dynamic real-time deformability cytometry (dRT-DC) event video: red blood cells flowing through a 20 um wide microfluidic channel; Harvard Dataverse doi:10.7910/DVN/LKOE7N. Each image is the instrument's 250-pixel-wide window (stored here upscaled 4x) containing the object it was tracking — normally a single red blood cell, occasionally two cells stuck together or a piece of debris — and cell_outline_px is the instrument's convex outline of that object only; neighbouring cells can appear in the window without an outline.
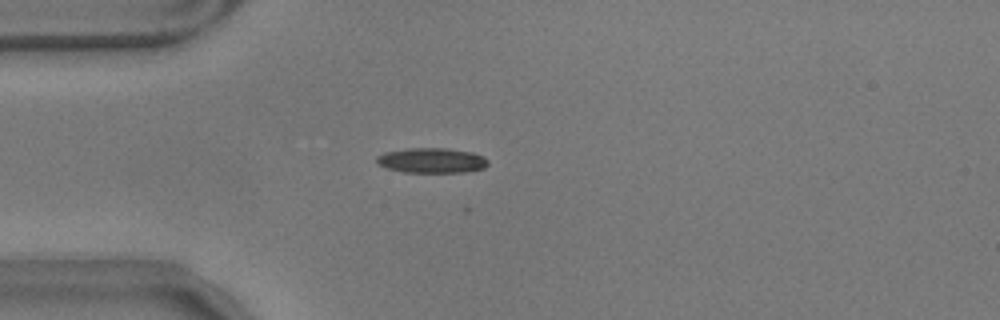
{"species": "common noctule bat (a hibernating species)", "species_latin": "Nyctalus noctula", "temperature_condition": "warm", "stored_images_in_passage": 29, "camera_frame_rate_fps": 3000, "um_per_image_px": 0.085, "animal": {"sex": "male", "body_mass_g": 17.9}, "frame": {"image": 1, "passage_image": 1, "time_ms": 0.0, "image_size_px": [1000, 320], "cell_outline_px": [[488, 164], [484, 168], [464, 172], [404, 172], [384, 168], [376, 164], [376, 156], [384, 152], [408, 148], [448, 148], [472, 152], [484, 156], [488, 160]], "centroid_in_image_um": [36.66, 13.63], "position_along_channel_um": 48.3, "area_um2": 16.47}}
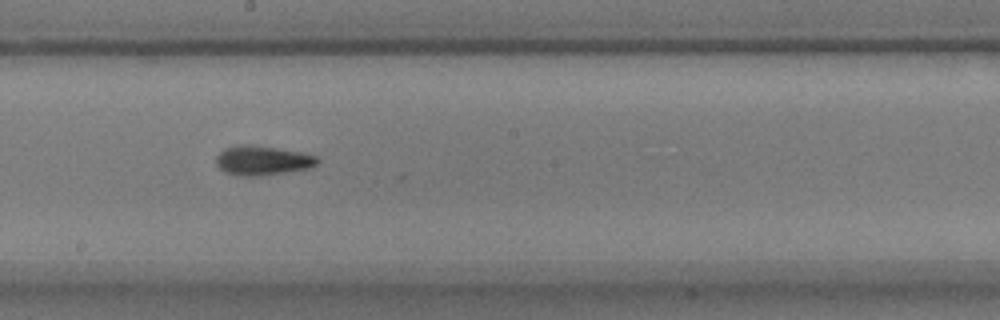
{"frame": {"image": 2, "passage_image": 17, "time_ms": 5.333, "image_size_px": [1000, 320], "cell_outline_px": [[320, 160], [316, 164], [308, 168], [284, 172], [256, 176], [240, 176], [224, 172], [216, 164], [216, 156], [224, 148], [236, 144], [252, 144], [304, 152], [320, 156]], "centroid_in_image_um": [22.31, 13.61], "position_along_channel_um": 225.9, "area_um2": 17.63}}
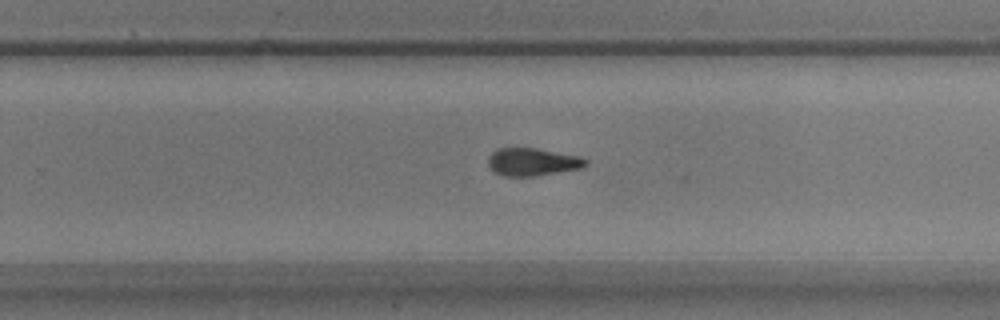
{"frame": {"image": 3, "passage_image": 22, "time_ms": 7.0, "image_size_px": [1000, 320], "cell_outline_px": [[588, 164], [580, 168], [536, 176], [504, 176], [496, 172], [488, 164], [488, 156], [496, 148], [536, 148], [580, 156], [588, 160]], "centroid_in_image_um": [45.27, 13.75], "position_along_channel_um": 284.5, "area_um2": 15.72}}